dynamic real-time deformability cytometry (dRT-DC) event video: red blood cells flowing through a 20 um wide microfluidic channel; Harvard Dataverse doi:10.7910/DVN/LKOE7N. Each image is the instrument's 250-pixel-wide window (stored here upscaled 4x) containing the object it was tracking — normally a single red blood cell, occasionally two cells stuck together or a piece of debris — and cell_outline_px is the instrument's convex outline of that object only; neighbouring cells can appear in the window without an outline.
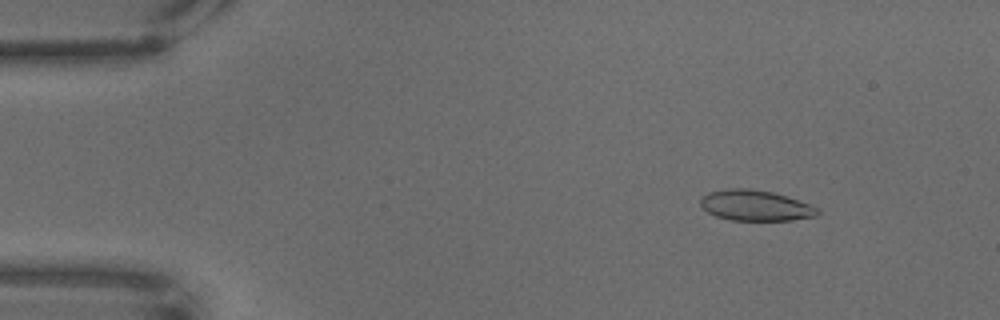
{"species": "common noctule bat (a hibernating species)", "species_latin": "Nyctalus noctula", "temperature_condition": "warm", "stored_images_in_passage": 69, "camera_frame_rate_fps": 3000, "um_per_image_px": 0.085, "animal": {"sex": "male", "body_mass_g": 18.8}, "frame": {"image": 1, "passage_image": 9, "time_ms": 2.667, "image_size_px": [1000, 320], "cell_outline_px": [[820, 212], [816, 216], [792, 220], [732, 220], [716, 216], [708, 212], [700, 204], [700, 200], [708, 192], [728, 188], [748, 188], [772, 192], [820, 208]], "centroid_in_image_um": [64.21, 17.47], "position_along_channel_um": 20.8, "area_um2": 20.69}}
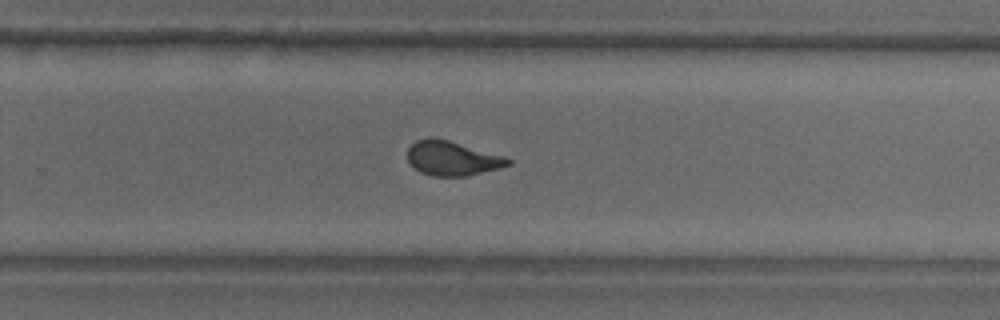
{"frame": {"image": 2, "passage_image": 45, "time_ms": 14.667, "image_size_px": [1000, 320], "cell_outline_px": [[512, 164], [500, 168], [464, 176], [432, 176], [420, 172], [408, 160], [408, 148], [416, 140], [428, 136], [432, 136], [448, 140], [504, 156], [512, 160]], "centroid_in_image_um": [38.43, 13.44], "position_along_channel_um": 291.4, "area_um2": 20.11}}
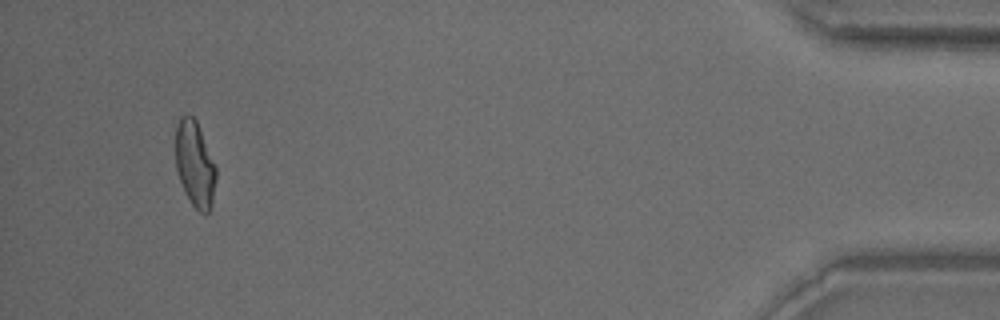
{"frame": {"image": 3, "passage_image": 65, "time_ms": 21.333, "image_size_px": [1000, 320], "cell_outline_px": [[216, 180], [212, 204], [208, 212], [200, 212], [192, 204], [184, 192], [176, 168], [176, 124], [180, 116], [192, 116], [196, 120], [216, 164]], "centroid_in_image_um": [16.57, 13.94], "position_along_channel_um": 418.6, "area_um2": 20.23}}